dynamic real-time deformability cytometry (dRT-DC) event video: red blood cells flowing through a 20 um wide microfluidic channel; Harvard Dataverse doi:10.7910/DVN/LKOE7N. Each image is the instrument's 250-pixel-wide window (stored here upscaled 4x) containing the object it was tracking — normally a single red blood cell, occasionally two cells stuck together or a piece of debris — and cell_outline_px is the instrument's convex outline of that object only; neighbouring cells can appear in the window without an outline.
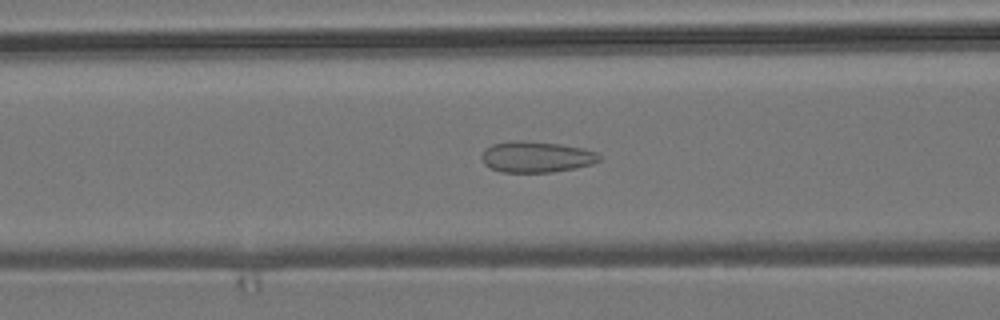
{"species": "common noctule bat (a hibernating species)", "species_latin": "Nyctalus noctula", "temperature_condition": "room temperature", "stored_images_in_passage": 52, "camera_frame_rate_fps": 3000, "um_per_image_px": 0.085, "animal": {"sex": "male", "body_mass_g": 19.2, "forearm_length_mm": 51.8}, "frame": {"image": 1, "passage_image": 20, "time_ms": 6.333, "image_size_px": [1000, 320], "cell_outline_px": [[600, 160], [592, 164], [576, 168], [552, 172], [500, 172], [484, 164], [480, 156], [484, 148], [492, 144], [508, 140], [524, 140], [560, 144], [584, 148], [596, 152], [600, 156]], "centroid_in_image_um": [45.55, 13.32], "position_along_channel_um": 121.0, "area_um2": 21.56}}
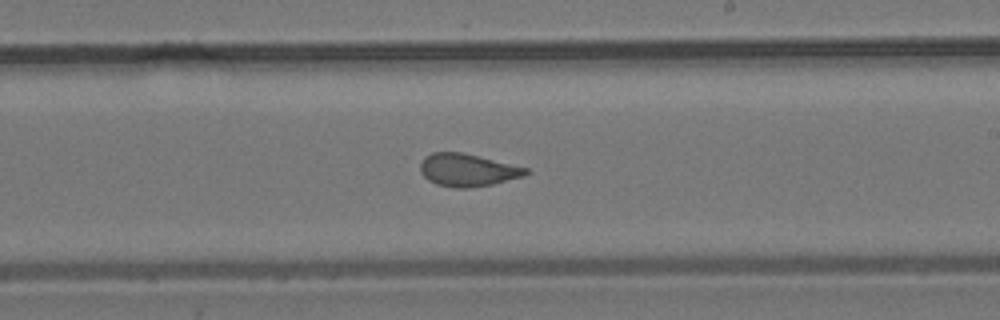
{"frame": {"image": 2, "passage_image": 30, "time_ms": 9.667, "image_size_px": [1000, 320], "cell_outline_px": [[532, 172], [524, 176], [492, 184], [468, 188], [456, 188], [436, 184], [428, 180], [420, 172], [420, 164], [424, 156], [432, 152], [464, 152], [528, 168]], "centroid_in_image_um": [39.74, 14.44], "position_along_channel_um": 249.3, "area_um2": 20.23}}
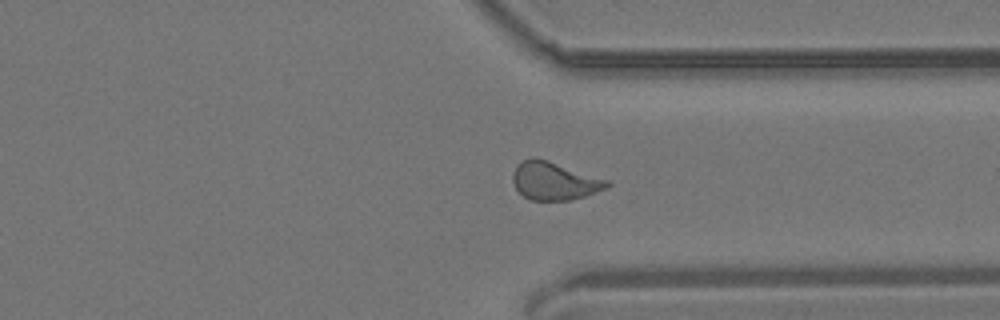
{"frame": {"image": 3, "passage_image": 39, "time_ms": 12.667, "image_size_px": [1000, 320], "cell_outline_px": [[612, 184], [608, 188], [584, 196], [568, 200], [528, 200], [516, 188], [512, 180], [512, 172], [516, 164], [520, 160], [536, 156], [608, 180]], "centroid_in_image_um": [47.08, 15.36], "position_along_channel_um": 364.3, "area_um2": 21.04}, "authors_computed_cell_mechanics": {"area_um2": 20.519, "velocity_mm_per_s": 3.8416, "shape_relaxation_time_tau1_ms": null, "shape_relaxation_time_tau2_ms": 1.0488, "deformation_change_tau1": null, "deformation_change_tau2": 0.0746}}